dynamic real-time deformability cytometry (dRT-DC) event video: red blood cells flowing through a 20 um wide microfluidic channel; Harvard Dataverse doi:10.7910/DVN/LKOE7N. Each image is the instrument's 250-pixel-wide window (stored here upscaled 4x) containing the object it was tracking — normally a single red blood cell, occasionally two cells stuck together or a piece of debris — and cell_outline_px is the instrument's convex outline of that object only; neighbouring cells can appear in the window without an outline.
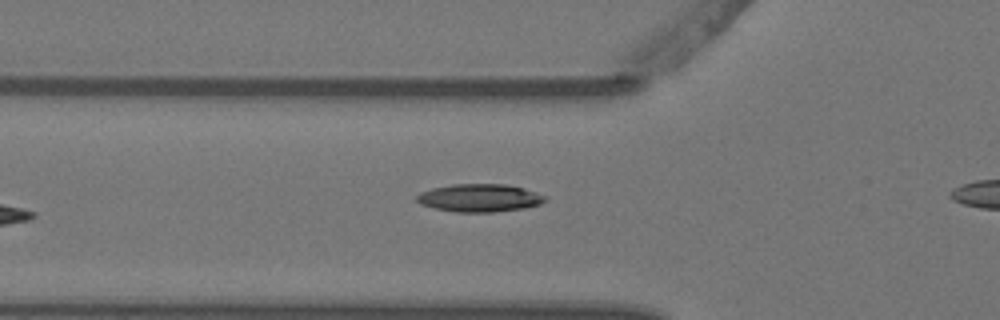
{"species": "Egyptian fruit bat (a non-hibernating species)", "species_latin": "Rousettus aegyptiacus", "temperature_condition": "warm", "stored_images_in_passage": 7, "segment_of_instrument_passage": [1, 2], "camera_frame_rate_fps": 3000, "um_per_image_px": 0.085, "animal": {"sex": "female"}, "frame": {"image": 1, "passage_image": 6, "time_ms": 1.667, "image_size_px": [1000, 320], "cell_outline_px": [[548, 200], [540, 204], [524, 208], [496, 212], [456, 212], [436, 208], [420, 204], [416, 200], [416, 196], [420, 192], [432, 188], [452, 184], [504, 184], [524, 188], [536, 192], [544, 196]], "centroid_in_image_um": [40.76, 16.82], "position_along_channel_um": 85.0, "area_um2": 20.87}}